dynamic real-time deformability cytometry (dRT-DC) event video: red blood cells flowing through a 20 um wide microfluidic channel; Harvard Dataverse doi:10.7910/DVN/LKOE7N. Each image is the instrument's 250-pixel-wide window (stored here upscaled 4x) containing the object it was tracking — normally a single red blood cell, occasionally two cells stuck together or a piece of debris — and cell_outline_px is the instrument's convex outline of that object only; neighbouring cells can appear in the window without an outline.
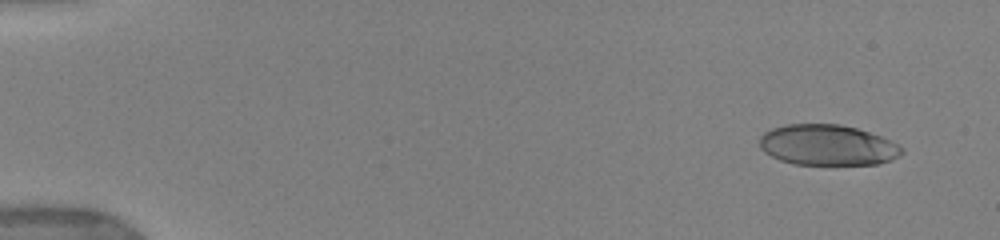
{"species": "human", "species_latin": "Homo sapiens", "temperature_condition": "warm", "stored_images_in_passage": 38, "camera_frame_rate_fps": 3000, "um_per_image_px": 0.085, "donor": {"sex": "female"}, "frame": {"image": 1, "passage_image": 2, "time_ms": 0.667, "image_size_px": [1000, 240], "cell_outline_px": [[904, 152], [892, 160], [876, 164], [792, 164], [780, 160], [764, 152], [760, 148], [760, 136], [764, 132], [772, 128], [788, 124], [840, 124], [856, 128], [880, 136], [900, 144], [904, 148]], "centroid_in_image_um": [70.35, 12.33], "position_along_channel_um": 14.7, "area_um2": 33.76}}
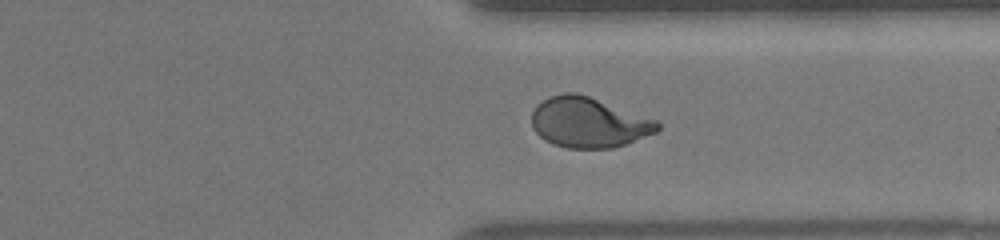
{"frame": {"image": 2, "passage_image": 31, "time_ms": 13.0, "image_size_px": [1000, 240], "cell_outline_px": [[660, 128], [656, 132], [624, 144], [612, 148], [568, 148], [552, 144], [544, 140], [532, 128], [532, 112], [536, 104], [552, 96], [564, 92], [576, 92], [588, 96], [656, 120], [660, 124]], "centroid_in_image_um": [49.99, 10.41], "position_along_channel_um": 361.4, "area_um2": 36.53}}
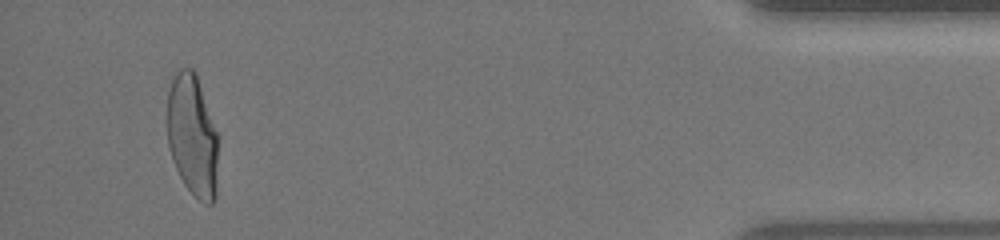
{"frame": {"image": 3, "passage_image": 37, "time_ms": 16.0, "image_size_px": [1000, 240], "cell_outline_px": [[216, 200], [212, 204], [204, 204], [184, 184], [172, 160], [168, 148], [168, 92], [172, 80], [176, 72], [180, 68], [192, 68], [196, 72], [216, 132]], "centroid_in_image_um": [16.34, 11.52], "position_along_channel_um": 418.9, "area_um2": 35.66}, "authors_computed_cell_mechanics": {"area_um2": 36.4429, "velocity_mm_per_s": 3.9054, "shape_relaxation_time_tau1_ms": 4.5068, "shape_relaxation_time_tau2_ms": null, "deformation_change_tau1": 0.2042, "deformation_change_tau2": null}}